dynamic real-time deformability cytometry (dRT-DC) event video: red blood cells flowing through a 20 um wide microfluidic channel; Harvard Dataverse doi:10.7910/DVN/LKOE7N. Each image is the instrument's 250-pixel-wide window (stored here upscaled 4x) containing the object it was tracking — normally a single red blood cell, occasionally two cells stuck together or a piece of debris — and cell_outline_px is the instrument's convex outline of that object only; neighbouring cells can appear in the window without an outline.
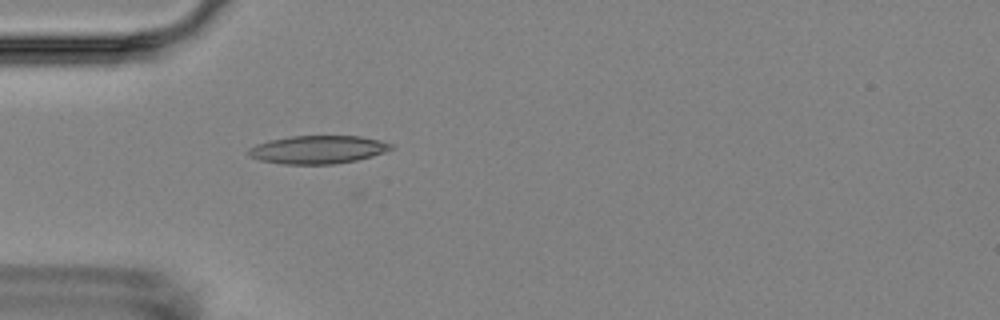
{"species": "Egyptian fruit bat (a non-hibernating species)", "species_latin": "Rousettus aegyptiacus", "temperature_condition": "room temperature", "stored_images_in_passage": 5, "camera_frame_rate_fps": 3000, "um_per_image_px": 0.085, "animal": {"sex": "female"}, "frame": {"image": 1, "passage_image": 5, "time_ms": 5.333, "image_size_px": [1000, 320], "cell_outline_px": [[396, 148], [372, 156], [356, 160], [332, 164], [284, 164], [260, 160], [248, 156], [248, 148], [256, 144], [268, 140], [292, 136], [360, 136], [380, 140], [392, 144]], "centroid_in_image_um": [27.02, 12.71], "position_along_channel_um": 58.0, "area_um2": 23.41}}